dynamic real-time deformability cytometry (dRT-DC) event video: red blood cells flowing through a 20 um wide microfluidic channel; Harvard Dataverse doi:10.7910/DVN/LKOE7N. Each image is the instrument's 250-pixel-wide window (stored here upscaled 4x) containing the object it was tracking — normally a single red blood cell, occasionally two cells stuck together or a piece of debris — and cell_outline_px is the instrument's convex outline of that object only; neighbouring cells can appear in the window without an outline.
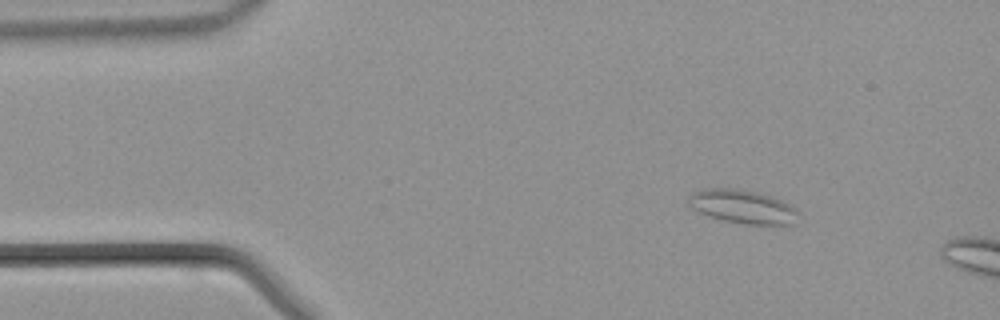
{"species": "common noctule bat (a hibernating species)", "species_latin": "Nyctalus noctula", "temperature_condition": "warm", "stored_images_in_passage": 7, "camera_frame_rate_fps": 3000, "um_per_image_px": 0.085, "animal": {"sex": "male", "body_mass_g": 21.5, "forearm_length_mm": 52.0}, "frame": {"image": 1, "passage_image": 3, "time_ms": 0.667, "image_size_px": [1000, 320], "cell_outline_px": [[800, 212], [792, 224], [744, 224], [724, 220], [700, 212], [692, 208], [688, 204], [688, 196], [692, 192], [704, 188], [732, 188], [756, 192], [772, 196], [796, 208]], "centroid_in_image_um": [63.1, 17.55], "position_along_channel_um": 21.9, "area_um2": 21.33}}